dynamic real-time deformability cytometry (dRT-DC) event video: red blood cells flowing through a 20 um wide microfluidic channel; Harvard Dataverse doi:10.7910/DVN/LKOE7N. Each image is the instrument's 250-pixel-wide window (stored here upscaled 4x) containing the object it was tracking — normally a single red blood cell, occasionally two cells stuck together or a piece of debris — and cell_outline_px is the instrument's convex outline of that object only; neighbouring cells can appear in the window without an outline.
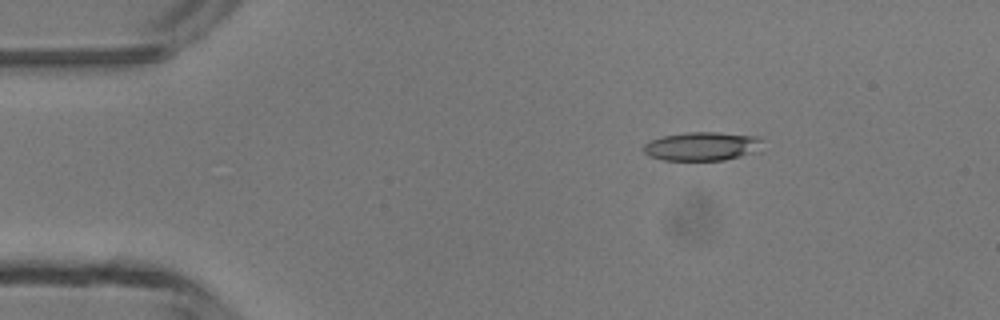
{"species": "common noctule bat (a hibernating species)", "species_latin": "Nyctalus noctula", "temperature_condition": "room temperature", "stored_images_in_passage": 5, "camera_frame_rate_fps": 3000, "um_per_image_px": 0.085, "animal": {"sex": "male", "body_mass_g": 13.3}, "frame": {"image": 1, "passage_image": 1, "time_ms": 0.0, "image_size_px": [1000, 320], "cell_outline_px": [[764, 152], [724, 160], [664, 160], [648, 156], [644, 152], [644, 144], [652, 140], [664, 136], [688, 132], [716, 132], [756, 136], [760, 140]], "centroid_in_image_um": [59.76, 12.45], "position_along_channel_um": 25.2, "area_um2": 20.11}}
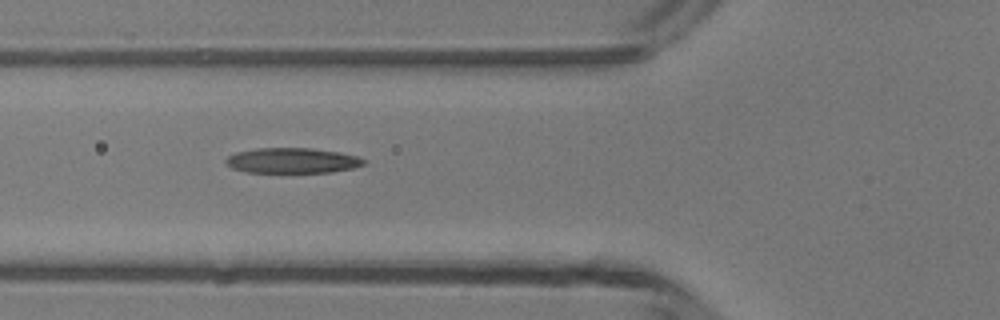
{"frame": {"image": 2, "passage_image": 4, "time_ms": 3.333, "image_size_px": [1000, 320], "cell_outline_px": [[364, 164], [352, 168], [332, 172], [248, 172], [232, 168], [224, 160], [228, 156], [236, 152], [256, 148], [312, 148], [336, 152], [356, 156], [364, 160]], "centroid_in_image_um": [24.8, 13.64], "position_along_channel_um": 101.0, "area_um2": 20.06}}
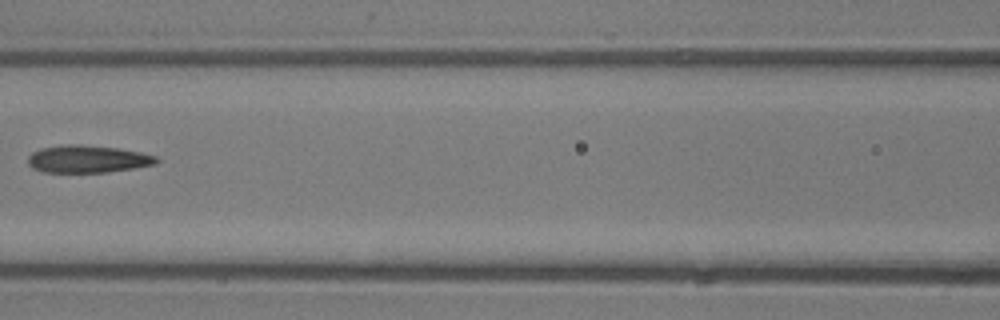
{"frame": {"image": 3, "passage_image": 5, "time_ms": 4.667, "image_size_px": [1000, 320], "cell_outline_px": [[160, 160], [156, 164], [108, 172], [44, 172], [32, 168], [28, 164], [28, 156], [32, 152], [40, 148], [64, 144], [80, 144], [116, 148], [140, 152], [156, 156]], "centroid_in_image_um": [7.42, 13.51], "position_along_channel_um": 159.2, "area_um2": 20.58}}